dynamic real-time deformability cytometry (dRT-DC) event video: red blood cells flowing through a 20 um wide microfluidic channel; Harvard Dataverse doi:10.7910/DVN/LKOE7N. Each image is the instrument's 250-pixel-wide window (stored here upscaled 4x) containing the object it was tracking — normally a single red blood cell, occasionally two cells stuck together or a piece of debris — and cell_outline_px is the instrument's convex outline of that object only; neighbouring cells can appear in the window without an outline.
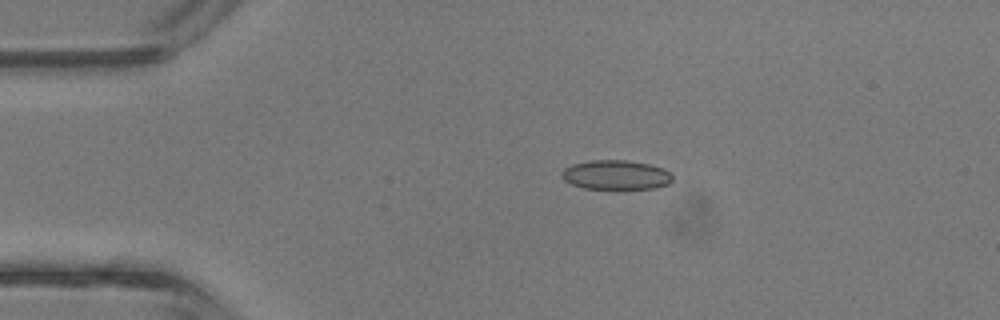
{"species": "common noctule bat (a hibernating species)", "species_latin": "Nyctalus noctula", "temperature_condition": "room temperature", "stored_images_in_passage": 2, "camera_frame_rate_fps": 3000, "um_per_image_px": 0.085, "animal": {"sex": "male", "body_mass_g": 13.3}, "frame": {"image": 1, "passage_image": 2, "time_ms": 0.333, "image_size_px": [1000, 320], "cell_outline_px": [[672, 180], [668, 184], [656, 188], [584, 188], [572, 184], [564, 180], [560, 176], [560, 172], [564, 168], [572, 164], [592, 160], [624, 160], [648, 164], [664, 168], [672, 176]], "centroid_in_image_um": [52.32, 14.86], "position_along_channel_um": 32.7, "area_um2": 18.84}}